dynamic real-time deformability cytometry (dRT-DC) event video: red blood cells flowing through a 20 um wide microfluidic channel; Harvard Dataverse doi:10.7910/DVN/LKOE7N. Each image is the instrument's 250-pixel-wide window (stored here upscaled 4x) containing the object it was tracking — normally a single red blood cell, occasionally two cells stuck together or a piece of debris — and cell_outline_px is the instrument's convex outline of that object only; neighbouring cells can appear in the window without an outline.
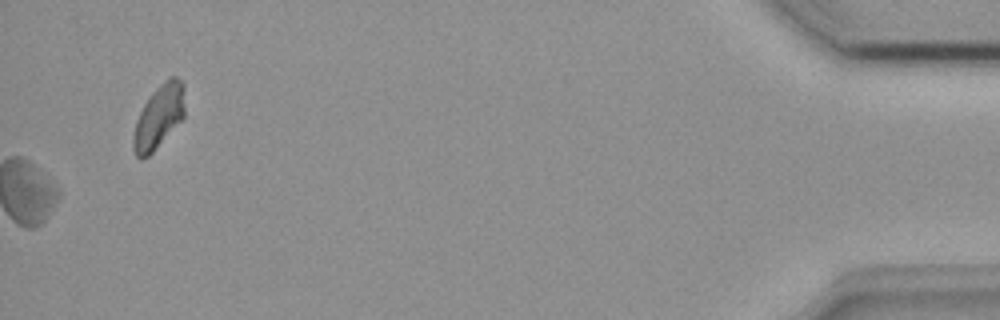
{"species": "common noctule bat (a hibernating species)", "species_latin": "Nyctalus noctula", "temperature_condition": "room temperature", "stored_images_in_passage": 42, "camera_frame_rate_fps": 3000, "um_per_image_px": 0.085, "animal": {"sex": "female", "body_mass_g": 18.4}, "frame": {"image": 1, "passage_image": 42, "time_ms": 13.667, "image_size_px": [1000, 320], "cell_outline_px": [[184, 120], [148, 156], [140, 160], [136, 156], [132, 148], [132, 140], [136, 120], [144, 104], [152, 92], [168, 76], [176, 76], [184, 84]], "centroid_in_image_um": [13.51, 9.92], "position_along_channel_um": 421.7, "area_um2": 19.36}}